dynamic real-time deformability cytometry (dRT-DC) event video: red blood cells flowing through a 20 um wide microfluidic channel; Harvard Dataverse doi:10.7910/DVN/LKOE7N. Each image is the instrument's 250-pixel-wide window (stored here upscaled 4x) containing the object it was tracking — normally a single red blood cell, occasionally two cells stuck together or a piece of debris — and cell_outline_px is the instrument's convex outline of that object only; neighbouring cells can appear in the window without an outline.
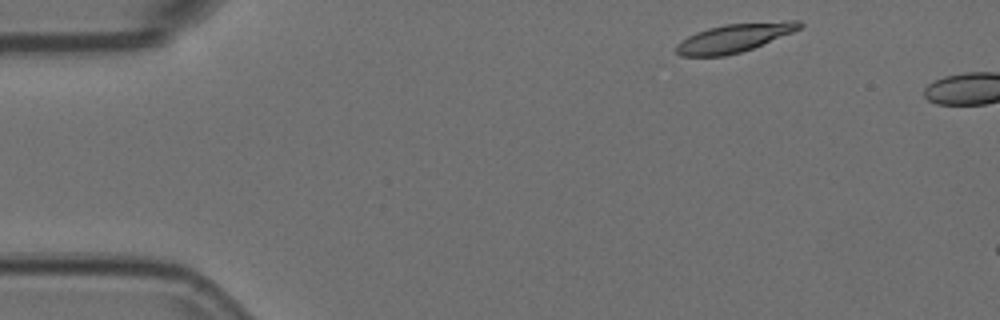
{"species": "Egyptian fruit bat (a non-hibernating species)", "species_latin": "Rousettus aegyptiacus", "temperature_condition": "room temperature", "stored_images_in_passage": 2, "camera_frame_rate_fps": 3000, "um_per_image_px": 0.085, "animal": {"sex": "female"}, "frame": {"image": 1, "passage_image": 1, "time_ms": 0.0, "image_size_px": [1000, 320], "cell_outline_px": [[804, 24], [800, 28], [792, 32], [752, 48], [740, 52], [724, 56], [680, 56], [676, 52], [676, 44], [680, 40], [696, 32], [708, 28], [724, 24], [788, 20], [800, 20]], "centroid_in_image_um": [62.4, 3.21], "position_along_channel_um": 22.6, "area_um2": 20.46}}